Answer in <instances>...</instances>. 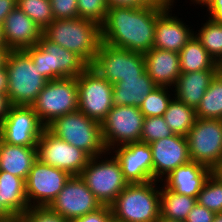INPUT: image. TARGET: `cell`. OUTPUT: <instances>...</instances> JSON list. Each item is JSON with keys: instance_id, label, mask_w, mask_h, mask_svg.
Masks as SVG:
<instances>
[{"instance_id": "6da1fadb", "label": "cell", "mask_w": 222, "mask_h": 222, "mask_svg": "<svg viewBox=\"0 0 222 222\" xmlns=\"http://www.w3.org/2000/svg\"><path fill=\"white\" fill-rule=\"evenodd\" d=\"M169 6L109 7L101 25V42L134 52L152 49L157 18Z\"/></svg>"}, {"instance_id": "7a4b0ae2", "label": "cell", "mask_w": 222, "mask_h": 222, "mask_svg": "<svg viewBox=\"0 0 222 222\" xmlns=\"http://www.w3.org/2000/svg\"><path fill=\"white\" fill-rule=\"evenodd\" d=\"M42 35L52 43L76 53L89 66L94 62L101 44V26L83 18L54 20Z\"/></svg>"}, {"instance_id": "3957f363", "label": "cell", "mask_w": 222, "mask_h": 222, "mask_svg": "<svg viewBox=\"0 0 222 222\" xmlns=\"http://www.w3.org/2000/svg\"><path fill=\"white\" fill-rule=\"evenodd\" d=\"M159 181L128 184L110 205L118 222H157L160 217ZM158 185V186H157Z\"/></svg>"}, {"instance_id": "277c9868", "label": "cell", "mask_w": 222, "mask_h": 222, "mask_svg": "<svg viewBox=\"0 0 222 222\" xmlns=\"http://www.w3.org/2000/svg\"><path fill=\"white\" fill-rule=\"evenodd\" d=\"M8 73L7 96L13 106H32L48 80L31 57L24 51H10L6 61Z\"/></svg>"}, {"instance_id": "5b68a950", "label": "cell", "mask_w": 222, "mask_h": 222, "mask_svg": "<svg viewBox=\"0 0 222 222\" xmlns=\"http://www.w3.org/2000/svg\"><path fill=\"white\" fill-rule=\"evenodd\" d=\"M47 128L57 137L86 152L90 157L107 153L101 123L80 110L56 118Z\"/></svg>"}, {"instance_id": "8992f818", "label": "cell", "mask_w": 222, "mask_h": 222, "mask_svg": "<svg viewBox=\"0 0 222 222\" xmlns=\"http://www.w3.org/2000/svg\"><path fill=\"white\" fill-rule=\"evenodd\" d=\"M24 51L48 81L78 77L89 66L76 53L52 43L43 35L36 45Z\"/></svg>"}, {"instance_id": "52a82bcc", "label": "cell", "mask_w": 222, "mask_h": 222, "mask_svg": "<svg viewBox=\"0 0 222 222\" xmlns=\"http://www.w3.org/2000/svg\"><path fill=\"white\" fill-rule=\"evenodd\" d=\"M111 155V152L107 151L102 155L91 157L80 174L96 199L105 206H110L129 184L124 179L119 162L114 155Z\"/></svg>"}, {"instance_id": "ba28073f", "label": "cell", "mask_w": 222, "mask_h": 222, "mask_svg": "<svg viewBox=\"0 0 222 222\" xmlns=\"http://www.w3.org/2000/svg\"><path fill=\"white\" fill-rule=\"evenodd\" d=\"M77 77L50 80L37 96L32 108L47 127L56 118L78 110Z\"/></svg>"}, {"instance_id": "9c48e42d", "label": "cell", "mask_w": 222, "mask_h": 222, "mask_svg": "<svg viewBox=\"0 0 222 222\" xmlns=\"http://www.w3.org/2000/svg\"><path fill=\"white\" fill-rule=\"evenodd\" d=\"M189 155L212 171L222 164V120L196 118L187 136Z\"/></svg>"}, {"instance_id": "30bf717a", "label": "cell", "mask_w": 222, "mask_h": 222, "mask_svg": "<svg viewBox=\"0 0 222 222\" xmlns=\"http://www.w3.org/2000/svg\"><path fill=\"white\" fill-rule=\"evenodd\" d=\"M91 67L111 84L138 78L145 69L144 54L101 42Z\"/></svg>"}, {"instance_id": "8fae6325", "label": "cell", "mask_w": 222, "mask_h": 222, "mask_svg": "<svg viewBox=\"0 0 222 222\" xmlns=\"http://www.w3.org/2000/svg\"><path fill=\"white\" fill-rule=\"evenodd\" d=\"M78 110L101 123L114 106L113 84L88 66L78 77Z\"/></svg>"}, {"instance_id": "7c38bea8", "label": "cell", "mask_w": 222, "mask_h": 222, "mask_svg": "<svg viewBox=\"0 0 222 222\" xmlns=\"http://www.w3.org/2000/svg\"><path fill=\"white\" fill-rule=\"evenodd\" d=\"M144 118L138 107L114 105L101 122L106 149L141 141Z\"/></svg>"}, {"instance_id": "4fadbf2b", "label": "cell", "mask_w": 222, "mask_h": 222, "mask_svg": "<svg viewBox=\"0 0 222 222\" xmlns=\"http://www.w3.org/2000/svg\"><path fill=\"white\" fill-rule=\"evenodd\" d=\"M37 158L44 164L67 171L70 175H80L91 157L45 127L37 142Z\"/></svg>"}, {"instance_id": "5bb4252c", "label": "cell", "mask_w": 222, "mask_h": 222, "mask_svg": "<svg viewBox=\"0 0 222 222\" xmlns=\"http://www.w3.org/2000/svg\"><path fill=\"white\" fill-rule=\"evenodd\" d=\"M70 174L37 159L25 181L29 207H45L57 197Z\"/></svg>"}, {"instance_id": "9a60e30c", "label": "cell", "mask_w": 222, "mask_h": 222, "mask_svg": "<svg viewBox=\"0 0 222 222\" xmlns=\"http://www.w3.org/2000/svg\"><path fill=\"white\" fill-rule=\"evenodd\" d=\"M45 126L31 106H11L0 124V138L11 145L37 147Z\"/></svg>"}, {"instance_id": "2e32d148", "label": "cell", "mask_w": 222, "mask_h": 222, "mask_svg": "<svg viewBox=\"0 0 222 222\" xmlns=\"http://www.w3.org/2000/svg\"><path fill=\"white\" fill-rule=\"evenodd\" d=\"M101 206L80 175H71L48 207L71 221L93 212Z\"/></svg>"}, {"instance_id": "e0dca14e", "label": "cell", "mask_w": 222, "mask_h": 222, "mask_svg": "<svg viewBox=\"0 0 222 222\" xmlns=\"http://www.w3.org/2000/svg\"><path fill=\"white\" fill-rule=\"evenodd\" d=\"M109 152L117 159L124 179L129 183H146L153 180V159L148 143L134 142L114 147Z\"/></svg>"}, {"instance_id": "ac0fdd59", "label": "cell", "mask_w": 222, "mask_h": 222, "mask_svg": "<svg viewBox=\"0 0 222 222\" xmlns=\"http://www.w3.org/2000/svg\"><path fill=\"white\" fill-rule=\"evenodd\" d=\"M153 159V180L161 182L177 167L191 161L185 136L174 134L150 144Z\"/></svg>"}, {"instance_id": "d6986e66", "label": "cell", "mask_w": 222, "mask_h": 222, "mask_svg": "<svg viewBox=\"0 0 222 222\" xmlns=\"http://www.w3.org/2000/svg\"><path fill=\"white\" fill-rule=\"evenodd\" d=\"M2 31L5 44L11 51L25 50L36 45L43 32L18 6L5 18Z\"/></svg>"}, {"instance_id": "ffe728a7", "label": "cell", "mask_w": 222, "mask_h": 222, "mask_svg": "<svg viewBox=\"0 0 222 222\" xmlns=\"http://www.w3.org/2000/svg\"><path fill=\"white\" fill-rule=\"evenodd\" d=\"M173 7L174 4H171L157 18L154 44L152 48L179 53L194 35L195 31L190 29L192 27H188L189 25H186L183 19L175 14L172 16Z\"/></svg>"}, {"instance_id": "44dd1931", "label": "cell", "mask_w": 222, "mask_h": 222, "mask_svg": "<svg viewBox=\"0 0 222 222\" xmlns=\"http://www.w3.org/2000/svg\"><path fill=\"white\" fill-rule=\"evenodd\" d=\"M211 172L212 170L205 165L190 161L174 169L161 184L179 195L197 198Z\"/></svg>"}, {"instance_id": "7402d4cb", "label": "cell", "mask_w": 222, "mask_h": 222, "mask_svg": "<svg viewBox=\"0 0 222 222\" xmlns=\"http://www.w3.org/2000/svg\"><path fill=\"white\" fill-rule=\"evenodd\" d=\"M145 69L157 86L173 88L181 74L179 53L152 48L144 53Z\"/></svg>"}, {"instance_id": "603a6c76", "label": "cell", "mask_w": 222, "mask_h": 222, "mask_svg": "<svg viewBox=\"0 0 222 222\" xmlns=\"http://www.w3.org/2000/svg\"><path fill=\"white\" fill-rule=\"evenodd\" d=\"M216 74L217 70L181 73L173 87L174 97L196 109Z\"/></svg>"}, {"instance_id": "cb8c5ba5", "label": "cell", "mask_w": 222, "mask_h": 222, "mask_svg": "<svg viewBox=\"0 0 222 222\" xmlns=\"http://www.w3.org/2000/svg\"><path fill=\"white\" fill-rule=\"evenodd\" d=\"M37 159V147L11 145L0 138V171L8 172L26 181Z\"/></svg>"}, {"instance_id": "d4e9b609", "label": "cell", "mask_w": 222, "mask_h": 222, "mask_svg": "<svg viewBox=\"0 0 222 222\" xmlns=\"http://www.w3.org/2000/svg\"><path fill=\"white\" fill-rule=\"evenodd\" d=\"M157 85L146 70L138 78H124L113 84L112 98L114 105L140 107L143 100Z\"/></svg>"}, {"instance_id": "484cf974", "label": "cell", "mask_w": 222, "mask_h": 222, "mask_svg": "<svg viewBox=\"0 0 222 222\" xmlns=\"http://www.w3.org/2000/svg\"><path fill=\"white\" fill-rule=\"evenodd\" d=\"M0 202L18 218L29 208L23 178L0 171Z\"/></svg>"}, {"instance_id": "4316f807", "label": "cell", "mask_w": 222, "mask_h": 222, "mask_svg": "<svg viewBox=\"0 0 222 222\" xmlns=\"http://www.w3.org/2000/svg\"><path fill=\"white\" fill-rule=\"evenodd\" d=\"M181 73L217 70V62L201 45L195 35L179 52Z\"/></svg>"}, {"instance_id": "83f0119b", "label": "cell", "mask_w": 222, "mask_h": 222, "mask_svg": "<svg viewBox=\"0 0 222 222\" xmlns=\"http://www.w3.org/2000/svg\"><path fill=\"white\" fill-rule=\"evenodd\" d=\"M196 203L195 197L179 195L167 189L163 184L160 187L161 217L184 222Z\"/></svg>"}, {"instance_id": "f1b7e54d", "label": "cell", "mask_w": 222, "mask_h": 222, "mask_svg": "<svg viewBox=\"0 0 222 222\" xmlns=\"http://www.w3.org/2000/svg\"><path fill=\"white\" fill-rule=\"evenodd\" d=\"M163 117L174 134L186 137L190 129L194 126L196 113L193 107L187 106L182 101L173 97Z\"/></svg>"}, {"instance_id": "f546056e", "label": "cell", "mask_w": 222, "mask_h": 222, "mask_svg": "<svg viewBox=\"0 0 222 222\" xmlns=\"http://www.w3.org/2000/svg\"><path fill=\"white\" fill-rule=\"evenodd\" d=\"M196 118L222 120V77L216 74L195 109Z\"/></svg>"}, {"instance_id": "4dcf8cb0", "label": "cell", "mask_w": 222, "mask_h": 222, "mask_svg": "<svg viewBox=\"0 0 222 222\" xmlns=\"http://www.w3.org/2000/svg\"><path fill=\"white\" fill-rule=\"evenodd\" d=\"M194 35L206 51L218 62L222 58V23L215 22L209 17Z\"/></svg>"}, {"instance_id": "1f68e13d", "label": "cell", "mask_w": 222, "mask_h": 222, "mask_svg": "<svg viewBox=\"0 0 222 222\" xmlns=\"http://www.w3.org/2000/svg\"><path fill=\"white\" fill-rule=\"evenodd\" d=\"M197 203L215 213L222 212V177L212 171L197 196Z\"/></svg>"}, {"instance_id": "d6a6232c", "label": "cell", "mask_w": 222, "mask_h": 222, "mask_svg": "<svg viewBox=\"0 0 222 222\" xmlns=\"http://www.w3.org/2000/svg\"><path fill=\"white\" fill-rule=\"evenodd\" d=\"M169 90L172 91L173 88L170 89V87L157 86L148 94L139 107L144 117H160L164 115L169 102L174 96Z\"/></svg>"}, {"instance_id": "836d02e7", "label": "cell", "mask_w": 222, "mask_h": 222, "mask_svg": "<svg viewBox=\"0 0 222 222\" xmlns=\"http://www.w3.org/2000/svg\"><path fill=\"white\" fill-rule=\"evenodd\" d=\"M18 8L44 30L54 16L50 0H17Z\"/></svg>"}, {"instance_id": "e575fe53", "label": "cell", "mask_w": 222, "mask_h": 222, "mask_svg": "<svg viewBox=\"0 0 222 222\" xmlns=\"http://www.w3.org/2000/svg\"><path fill=\"white\" fill-rule=\"evenodd\" d=\"M174 135L163 116L145 117L141 134V142L150 144L158 139Z\"/></svg>"}, {"instance_id": "d590c367", "label": "cell", "mask_w": 222, "mask_h": 222, "mask_svg": "<svg viewBox=\"0 0 222 222\" xmlns=\"http://www.w3.org/2000/svg\"><path fill=\"white\" fill-rule=\"evenodd\" d=\"M79 18L104 23L109 6L107 0H77Z\"/></svg>"}, {"instance_id": "8d00e7d4", "label": "cell", "mask_w": 222, "mask_h": 222, "mask_svg": "<svg viewBox=\"0 0 222 222\" xmlns=\"http://www.w3.org/2000/svg\"><path fill=\"white\" fill-rule=\"evenodd\" d=\"M21 222H69L48 206L29 207L20 217Z\"/></svg>"}, {"instance_id": "74e56055", "label": "cell", "mask_w": 222, "mask_h": 222, "mask_svg": "<svg viewBox=\"0 0 222 222\" xmlns=\"http://www.w3.org/2000/svg\"><path fill=\"white\" fill-rule=\"evenodd\" d=\"M54 20L79 18L77 0H50Z\"/></svg>"}, {"instance_id": "f35d334b", "label": "cell", "mask_w": 222, "mask_h": 222, "mask_svg": "<svg viewBox=\"0 0 222 222\" xmlns=\"http://www.w3.org/2000/svg\"><path fill=\"white\" fill-rule=\"evenodd\" d=\"M112 219L110 206L102 205L99 209L69 222H110Z\"/></svg>"}, {"instance_id": "ab89813d", "label": "cell", "mask_w": 222, "mask_h": 222, "mask_svg": "<svg viewBox=\"0 0 222 222\" xmlns=\"http://www.w3.org/2000/svg\"><path fill=\"white\" fill-rule=\"evenodd\" d=\"M215 214V212L196 203L184 222H213Z\"/></svg>"}, {"instance_id": "60d3db41", "label": "cell", "mask_w": 222, "mask_h": 222, "mask_svg": "<svg viewBox=\"0 0 222 222\" xmlns=\"http://www.w3.org/2000/svg\"><path fill=\"white\" fill-rule=\"evenodd\" d=\"M205 8L208 11V17L218 23H222V0H212Z\"/></svg>"}, {"instance_id": "b9f144b4", "label": "cell", "mask_w": 222, "mask_h": 222, "mask_svg": "<svg viewBox=\"0 0 222 222\" xmlns=\"http://www.w3.org/2000/svg\"><path fill=\"white\" fill-rule=\"evenodd\" d=\"M177 3L176 0H131V7H142L145 5L170 6Z\"/></svg>"}, {"instance_id": "7bdbcfd3", "label": "cell", "mask_w": 222, "mask_h": 222, "mask_svg": "<svg viewBox=\"0 0 222 222\" xmlns=\"http://www.w3.org/2000/svg\"><path fill=\"white\" fill-rule=\"evenodd\" d=\"M17 6V0H0V23L3 24L7 15Z\"/></svg>"}, {"instance_id": "ee69618b", "label": "cell", "mask_w": 222, "mask_h": 222, "mask_svg": "<svg viewBox=\"0 0 222 222\" xmlns=\"http://www.w3.org/2000/svg\"><path fill=\"white\" fill-rule=\"evenodd\" d=\"M11 106L7 94L0 93V124L6 118Z\"/></svg>"}, {"instance_id": "f6af8a7d", "label": "cell", "mask_w": 222, "mask_h": 222, "mask_svg": "<svg viewBox=\"0 0 222 222\" xmlns=\"http://www.w3.org/2000/svg\"><path fill=\"white\" fill-rule=\"evenodd\" d=\"M8 82V73L5 65L0 68V93L7 94Z\"/></svg>"}, {"instance_id": "bcb514c9", "label": "cell", "mask_w": 222, "mask_h": 222, "mask_svg": "<svg viewBox=\"0 0 222 222\" xmlns=\"http://www.w3.org/2000/svg\"><path fill=\"white\" fill-rule=\"evenodd\" d=\"M109 7H131V0H107Z\"/></svg>"}, {"instance_id": "7dc6e473", "label": "cell", "mask_w": 222, "mask_h": 222, "mask_svg": "<svg viewBox=\"0 0 222 222\" xmlns=\"http://www.w3.org/2000/svg\"><path fill=\"white\" fill-rule=\"evenodd\" d=\"M11 50L7 46H0V68L6 65L8 54Z\"/></svg>"}, {"instance_id": "c3c4849f", "label": "cell", "mask_w": 222, "mask_h": 222, "mask_svg": "<svg viewBox=\"0 0 222 222\" xmlns=\"http://www.w3.org/2000/svg\"><path fill=\"white\" fill-rule=\"evenodd\" d=\"M5 217H16V216H13V215L4 207V205L0 202V218H5Z\"/></svg>"}, {"instance_id": "681fc988", "label": "cell", "mask_w": 222, "mask_h": 222, "mask_svg": "<svg viewBox=\"0 0 222 222\" xmlns=\"http://www.w3.org/2000/svg\"><path fill=\"white\" fill-rule=\"evenodd\" d=\"M212 0H190V2H192V4L197 5L198 6L200 5L201 8L205 9L204 7ZM204 6V7H203Z\"/></svg>"}, {"instance_id": "f907efd6", "label": "cell", "mask_w": 222, "mask_h": 222, "mask_svg": "<svg viewBox=\"0 0 222 222\" xmlns=\"http://www.w3.org/2000/svg\"><path fill=\"white\" fill-rule=\"evenodd\" d=\"M0 222H20V218H18V217L0 218Z\"/></svg>"}, {"instance_id": "816d5d0a", "label": "cell", "mask_w": 222, "mask_h": 222, "mask_svg": "<svg viewBox=\"0 0 222 222\" xmlns=\"http://www.w3.org/2000/svg\"><path fill=\"white\" fill-rule=\"evenodd\" d=\"M157 222H183V221L172 220V219H168V218L160 216L159 219L157 220Z\"/></svg>"}, {"instance_id": "f5cc1de1", "label": "cell", "mask_w": 222, "mask_h": 222, "mask_svg": "<svg viewBox=\"0 0 222 222\" xmlns=\"http://www.w3.org/2000/svg\"><path fill=\"white\" fill-rule=\"evenodd\" d=\"M217 74L222 77V58L217 62Z\"/></svg>"}, {"instance_id": "db71d44e", "label": "cell", "mask_w": 222, "mask_h": 222, "mask_svg": "<svg viewBox=\"0 0 222 222\" xmlns=\"http://www.w3.org/2000/svg\"><path fill=\"white\" fill-rule=\"evenodd\" d=\"M0 46H6L5 41L3 39V31H2V24L0 23Z\"/></svg>"}, {"instance_id": "11a10c76", "label": "cell", "mask_w": 222, "mask_h": 222, "mask_svg": "<svg viewBox=\"0 0 222 222\" xmlns=\"http://www.w3.org/2000/svg\"><path fill=\"white\" fill-rule=\"evenodd\" d=\"M213 222H222V212L215 214Z\"/></svg>"}, {"instance_id": "9f6ffc18", "label": "cell", "mask_w": 222, "mask_h": 222, "mask_svg": "<svg viewBox=\"0 0 222 222\" xmlns=\"http://www.w3.org/2000/svg\"><path fill=\"white\" fill-rule=\"evenodd\" d=\"M216 172L218 174H220V176L222 177V164L220 165V167L216 170Z\"/></svg>"}]
</instances>
